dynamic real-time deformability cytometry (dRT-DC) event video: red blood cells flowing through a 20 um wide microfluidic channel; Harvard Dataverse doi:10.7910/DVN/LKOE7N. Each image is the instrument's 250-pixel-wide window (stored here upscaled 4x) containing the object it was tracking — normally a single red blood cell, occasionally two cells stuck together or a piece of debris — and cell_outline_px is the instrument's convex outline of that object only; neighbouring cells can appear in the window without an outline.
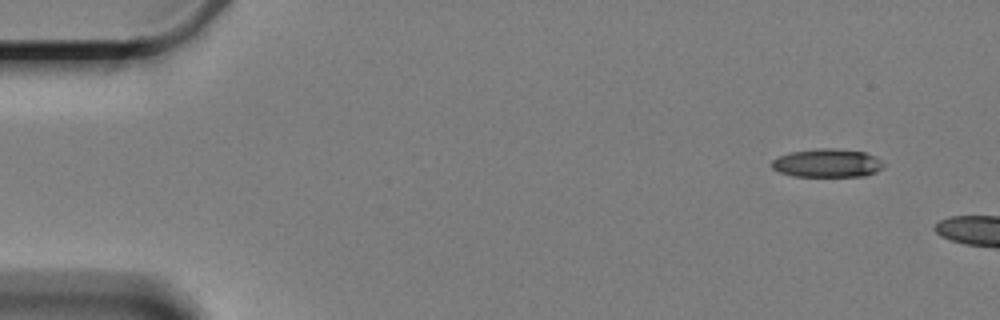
{"species": "Egyptian fruit bat (a non-hibernating species)", "species_latin": "Rousettus aegyptiacus", "temperature_condition": "cold", "stored_images_in_passage": 2, "camera_frame_rate_fps": 3000, "um_per_image_px": 0.085, "animal": {"sex": "female"}, "frame": {"image": 1, "passage_image": 1, "time_ms": 0.0, "image_size_px": [1000, 320], "cell_outline_px": [[884, 168], [876, 172], [864, 176], [792, 176], [780, 172], [772, 168], [772, 160], [776, 156], [792, 152], [816, 148], [836, 148], [864, 152], [876, 156], [884, 164]], "centroid_in_image_um": [70.32, 13.86], "position_along_channel_um": 14.7, "area_um2": 18.67}}